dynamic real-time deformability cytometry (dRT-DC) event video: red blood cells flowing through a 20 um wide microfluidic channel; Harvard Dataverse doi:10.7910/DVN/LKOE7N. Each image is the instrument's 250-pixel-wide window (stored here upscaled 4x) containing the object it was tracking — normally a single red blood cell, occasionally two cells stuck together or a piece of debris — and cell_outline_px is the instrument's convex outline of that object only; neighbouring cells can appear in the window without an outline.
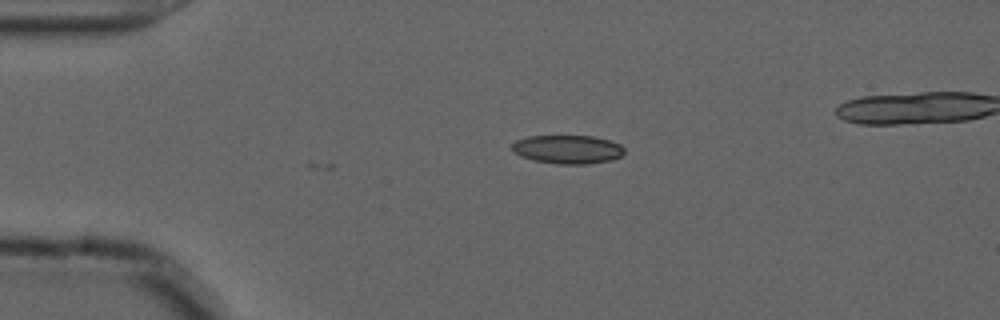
{"species": "common noctule bat (a hibernating species)", "species_latin": "Nyctalus noctula", "temperature_condition": "cold", "stored_images_in_passage": 3, "camera_frame_rate_fps": 3000, "um_per_image_px": 0.085, "animal": {"sex": "male", "forearm_length_mm": 52.5}, "frame": {"image": 1, "passage_image": 3, "time_ms": 0.667, "image_size_px": [1000, 320], "cell_outline_px": [[624, 152], [620, 156], [612, 160], [584, 164], [556, 164], [532, 160], [520, 156], [512, 152], [512, 144], [516, 140], [528, 136], [592, 136], [608, 140], [620, 144], [624, 148]], "centroid_in_image_um": [48.21, 12.7], "position_along_channel_um": 36.8, "area_um2": 18.79}}